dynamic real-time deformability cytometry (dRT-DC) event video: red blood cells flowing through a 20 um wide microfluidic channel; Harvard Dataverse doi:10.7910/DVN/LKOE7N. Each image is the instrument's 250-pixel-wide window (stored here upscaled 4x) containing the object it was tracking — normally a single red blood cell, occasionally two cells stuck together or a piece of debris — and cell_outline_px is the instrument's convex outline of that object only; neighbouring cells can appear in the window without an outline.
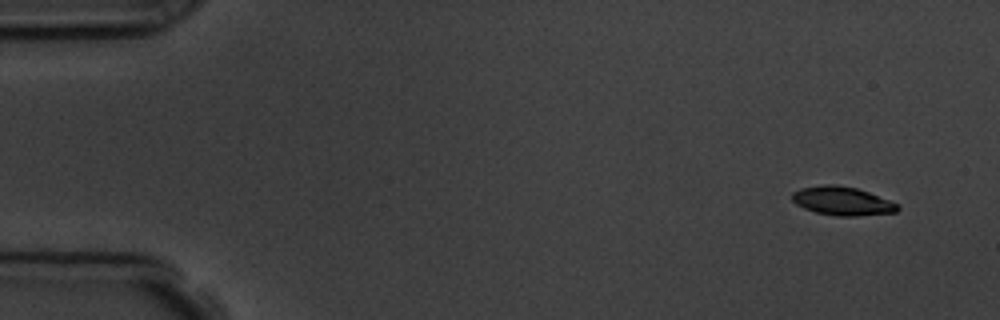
{"species": "common noctule bat (a hibernating species)", "species_latin": "Nyctalus noctula", "temperature_condition": "room temperature", "stored_images_in_passage": 5, "camera_frame_rate_fps": 3000, "um_per_image_px": 0.085, "animal": {"sex": "male", "body_mass_g": 19.5, "forearm_length_mm": 54.6}, "frame": {"image": 1, "passage_image": 1, "time_ms": 0.0, "image_size_px": [1000, 320], "cell_outline_px": [[900, 208], [896, 212], [856, 216], [836, 216], [816, 212], [804, 208], [796, 204], [792, 200], [792, 192], [800, 188], [824, 184], [836, 184], [856, 188], [868, 192], [900, 204]], "centroid_in_image_um": [71.59, 17.08], "position_along_channel_um": 13.4, "area_um2": 17.69}}
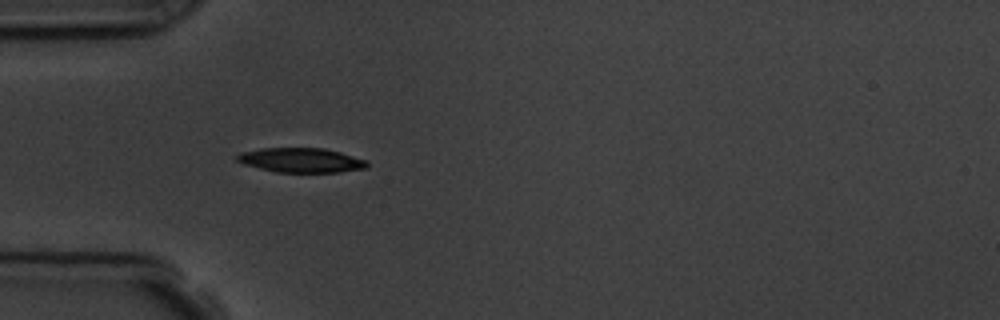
{"frame": {"image": 2, "passage_image": 5, "time_ms": 4.333, "image_size_px": [1000, 320], "cell_outline_px": [[368, 168], [340, 172], [276, 172], [244, 164], [236, 160], [236, 156], [240, 152], [260, 148], [324, 148], [340, 152], [364, 160], [368, 164]], "centroid_in_image_um": [25.57, 13.61], "position_along_channel_um": 59.4, "area_um2": 18.5}}